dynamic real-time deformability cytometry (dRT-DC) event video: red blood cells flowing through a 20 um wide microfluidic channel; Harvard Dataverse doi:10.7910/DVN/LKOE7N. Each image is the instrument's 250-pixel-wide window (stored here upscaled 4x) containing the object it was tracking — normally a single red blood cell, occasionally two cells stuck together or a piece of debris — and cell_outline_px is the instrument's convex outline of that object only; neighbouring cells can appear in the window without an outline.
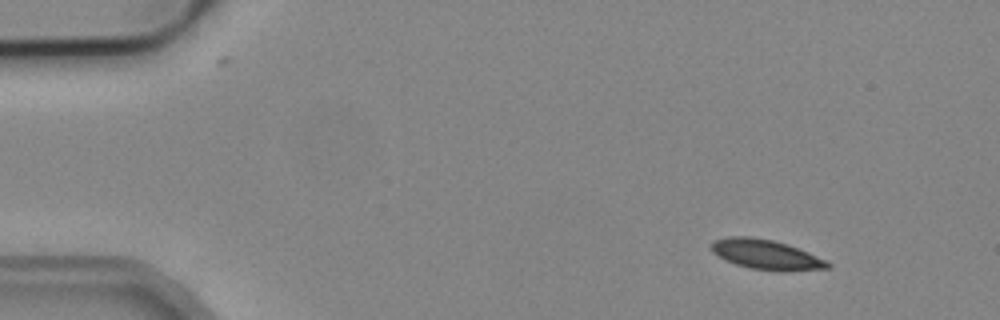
{"species": "common noctule bat (a hibernating species)", "species_latin": "Nyctalus noctula", "temperature_condition": "cold", "stored_images_in_passage": 3, "camera_frame_rate_fps": 3000, "um_per_image_px": 0.085, "animal": {"sex": "male", "body_mass_g": 19.2, "forearm_length_mm": 51.8}, "frame": {"image": 1, "passage_image": 1, "time_ms": 0.0, "image_size_px": [1000, 320], "cell_outline_px": [[832, 264], [828, 268], [788, 272], [776, 272], [748, 268], [736, 264], [712, 252], [712, 240], [728, 236], [752, 236], [772, 240], [788, 244], [828, 260]], "centroid_in_image_um": [65.17, 21.65], "position_along_channel_um": 19.8, "area_um2": 20.52}}
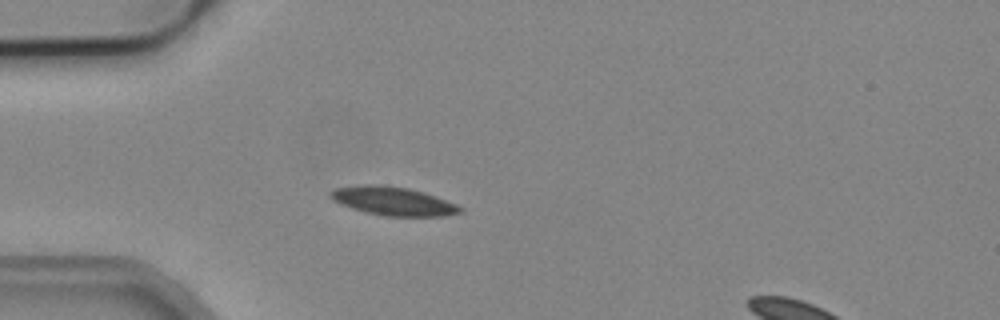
{"frame": {"image": 2, "passage_image": 3, "time_ms": 0.667, "image_size_px": [1000, 320], "cell_outline_px": [[464, 212], [444, 216], [388, 216], [364, 212], [340, 204], [332, 200], [328, 196], [328, 192], [336, 188], [364, 184], [384, 184], [408, 188], [424, 192], [436, 196], [456, 204], [464, 208]], "centroid_in_image_um": [33.41, 17.09], "position_along_channel_um": 51.6, "area_um2": 21.85}}